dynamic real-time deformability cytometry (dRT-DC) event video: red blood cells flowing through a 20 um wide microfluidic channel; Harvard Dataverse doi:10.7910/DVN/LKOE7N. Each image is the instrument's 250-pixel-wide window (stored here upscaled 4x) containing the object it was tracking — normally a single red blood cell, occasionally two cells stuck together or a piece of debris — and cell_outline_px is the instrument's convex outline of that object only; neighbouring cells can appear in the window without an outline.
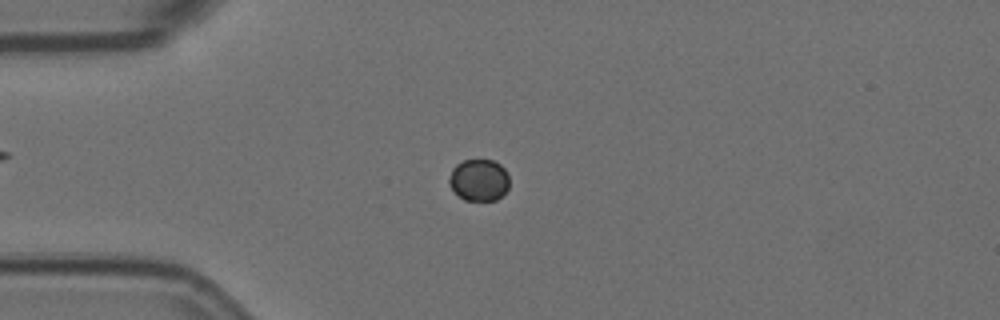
{"species": "Egyptian fruit bat (a non-hibernating species)", "species_latin": "Rousettus aegyptiacus", "temperature_condition": "room temperature", "stored_images_in_passage": 58, "camera_frame_rate_fps": 3000, "um_per_image_px": 0.085, "animal": {"sex": "female"}, "frame": {"image": 1, "passage_image": 15, "time_ms": 4.667, "image_size_px": [1000, 320], "cell_outline_px": [[508, 188], [496, 200], [464, 200], [448, 184], [448, 176], [452, 168], [456, 164], [464, 160], [492, 160], [500, 164], [508, 172]], "centroid_in_image_um": [40.69, 15.28], "position_along_channel_um": 44.3, "area_um2": 14.68}}
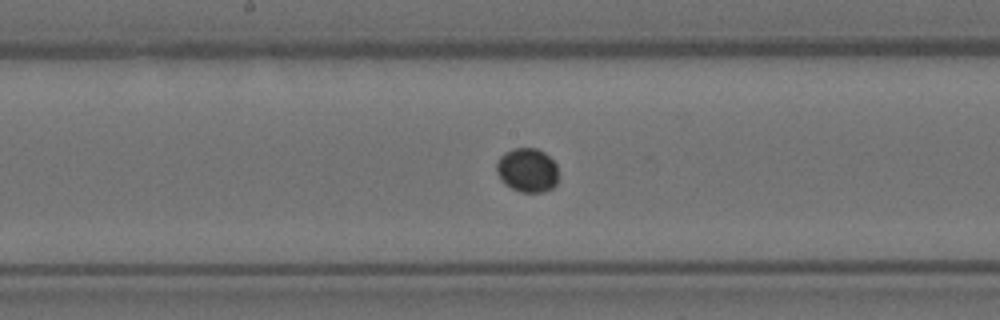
{"frame": {"image": 2, "passage_image": 30, "time_ms": 9.667, "image_size_px": [1000, 320], "cell_outline_px": [[556, 184], [552, 188], [544, 192], [520, 192], [504, 184], [500, 180], [496, 172], [496, 164], [500, 156], [504, 152], [512, 148], [536, 148], [544, 152], [556, 164]], "centroid_in_image_um": [44.78, 14.46], "position_along_channel_um": 203.4, "area_um2": 15.95}}
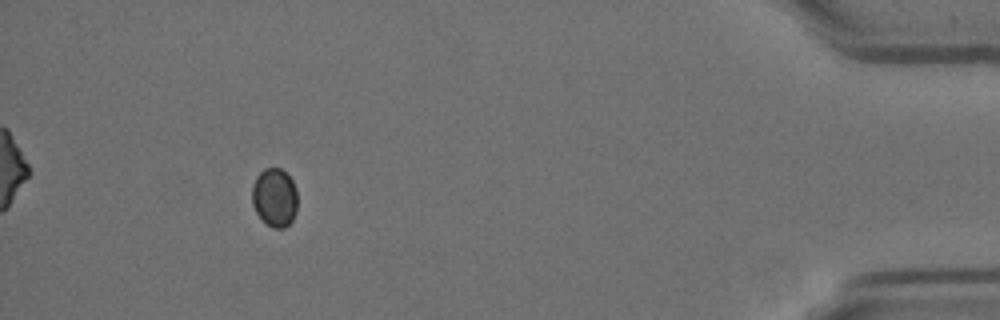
{"frame": {"image": 3, "passage_image": 53, "time_ms": 17.333, "image_size_px": [1000, 320], "cell_outline_px": [[296, 212], [292, 220], [284, 228], [272, 228], [256, 212], [252, 204], [252, 184], [256, 176], [264, 168], [280, 168], [292, 180], [296, 188]], "centroid_in_image_um": [23.33, 16.77], "position_along_channel_um": 411.9, "area_um2": 15.43}}